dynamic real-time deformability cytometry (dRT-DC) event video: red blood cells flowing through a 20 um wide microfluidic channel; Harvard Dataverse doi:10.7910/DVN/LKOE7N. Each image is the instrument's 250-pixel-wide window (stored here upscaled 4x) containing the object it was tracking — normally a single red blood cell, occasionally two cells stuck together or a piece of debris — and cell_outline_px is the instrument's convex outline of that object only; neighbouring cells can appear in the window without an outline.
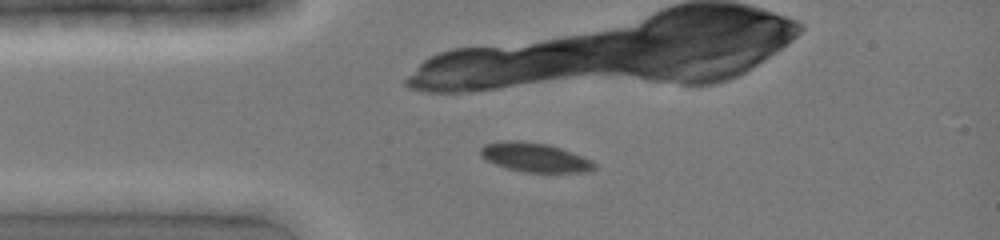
{"species": "common noctule bat (a hibernating species)", "species_latin": "Nyctalus noctula", "temperature_condition": "cold", "stored_images_in_passage": 3, "camera_frame_rate_fps": 3000, "um_per_image_px": 0.085, "animal": {"sex": "female", "body_mass_g": 19.0, "forearm_length_mm": 51.5}, "frame": {"image": 1, "passage_image": 1, "time_ms": 0.0, "image_size_px": [1000, 240], "cell_outline_px": [[596, 168], [588, 172], [524, 172], [508, 168], [496, 164], [480, 156], [480, 148], [484, 144], [504, 140], [516, 140], [548, 144], [572, 152], [592, 160], [596, 164]], "centroid_in_image_um": [45.47, 13.37], "position_along_channel_um": 39.5, "area_um2": 19.31}}